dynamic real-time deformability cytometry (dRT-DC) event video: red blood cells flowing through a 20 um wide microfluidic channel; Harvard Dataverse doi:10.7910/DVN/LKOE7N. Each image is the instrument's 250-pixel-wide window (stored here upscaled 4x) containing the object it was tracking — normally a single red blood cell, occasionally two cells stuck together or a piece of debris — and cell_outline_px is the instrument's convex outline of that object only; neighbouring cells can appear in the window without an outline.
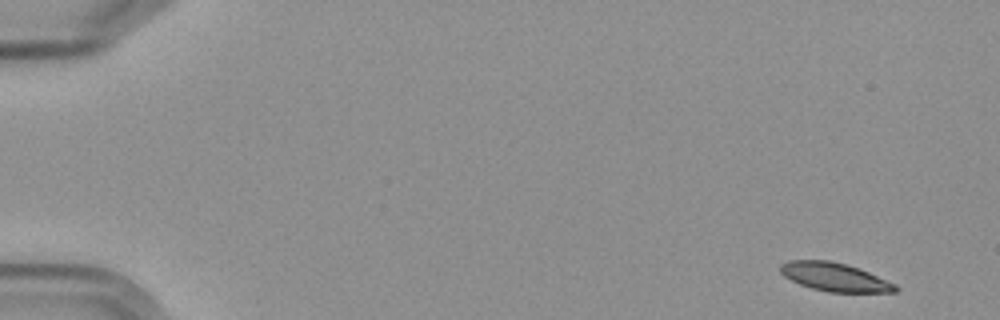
{"species": "Egyptian fruit bat (a non-hibernating species)", "species_latin": "Rousettus aegyptiacus", "temperature_condition": "cold", "stored_images_in_passage": 11, "camera_frame_rate_fps": 3000, "um_per_image_px": 0.085, "frame": {"image": 1, "passage_image": 1, "time_ms": 0.0, "image_size_px": [1000, 320], "cell_outline_px": [[900, 288], [896, 292], [828, 292], [812, 288], [800, 284], [784, 276], [780, 272], [780, 264], [788, 260], [828, 260], [844, 264], [868, 272], [896, 284]], "centroid_in_image_um": [70.94, 23.55], "position_along_channel_um": 14.1, "area_um2": 18.9}}
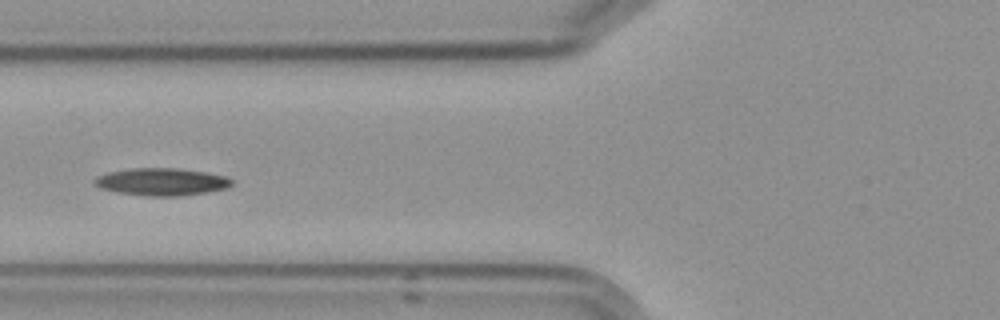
{"frame": {"image": 2, "passage_image": 6, "time_ms": 6.667, "image_size_px": [1000, 320], "cell_outline_px": [[232, 184], [228, 188], [180, 196], [148, 196], [116, 192], [100, 188], [92, 184], [92, 180], [96, 176], [108, 172], [132, 168], [176, 168], [204, 172], [224, 176], [232, 180]], "centroid_in_image_um": [13.67, 15.45], "position_along_channel_um": 112.1, "area_um2": 21.91}}
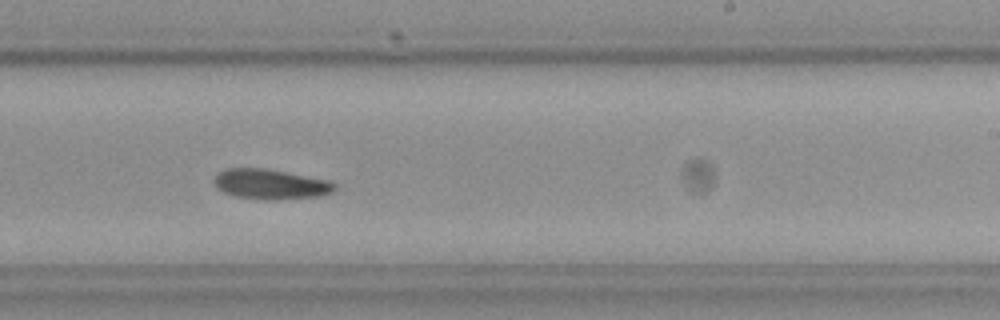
{"frame": {"image": 3, "passage_image": 10, "time_ms": 11.0, "image_size_px": [1000, 320], "cell_outline_px": [[336, 188], [332, 192], [320, 196], [280, 200], [264, 200], [236, 196], [224, 192], [216, 188], [212, 180], [216, 172], [228, 168], [268, 168], [328, 180], [336, 184]], "centroid_in_image_um": [22.97, 15.65], "position_along_channel_um": 266.0, "area_um2": 21.5}}